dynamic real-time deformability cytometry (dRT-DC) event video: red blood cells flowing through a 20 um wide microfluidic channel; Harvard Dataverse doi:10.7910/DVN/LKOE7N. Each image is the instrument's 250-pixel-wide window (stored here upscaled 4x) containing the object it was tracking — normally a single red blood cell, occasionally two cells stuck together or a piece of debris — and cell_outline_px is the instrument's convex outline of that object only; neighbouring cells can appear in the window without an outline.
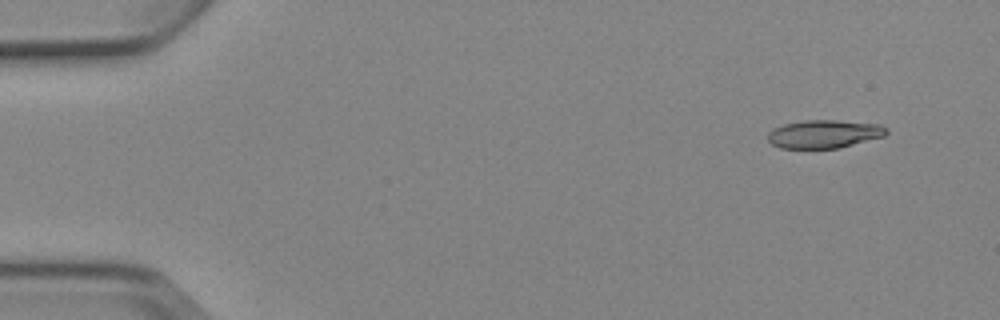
{"species": "Egyptian fruit bat (a non-hibernating species)", "species_latin": "Rousettus aegyptiacus", "temperature_condition": "cold", "stored_images_in_passage": 7, "camera_frame_rate_fps": 3000, "um_per_image_px": 0.085, "animal": {"sex": "female"}, "frame": {"image": 1, "passage_image": 1, "time_ms": 0.0, "image_size_px": [1000, 320], "cell_outline_px": [[888, 132], [884, 136], [840, 148], [780, 148], [772, 144], [768, 140], [768, 132], [772, 128], [784, 124], [804, 120], [836, 120], [880, 124], [888, 128]], "centroid_in_image_um": [70.05, 11.38], "position_along_channel_um": 14.9, "area_um2": 19.59}}
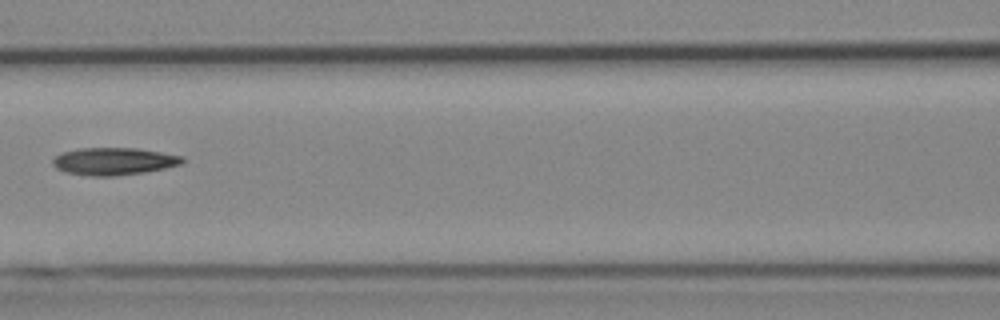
{"frame": {"image": 2, "passage_image": 6, "time_ms": 6.667, "image_size_px": [1000, 320], "cell_outline_px": [[184, 160], [180, 164], [164, 168], [144, 172], [116, 176], [88, 176], [64, 172], [56, 168], [52, 164], [52, 160], [56, 156], [64, 152], [80, 148], [136, 148], [184, 156]], "centroid_in_image_um": [9.65, 13.71], "position_along_channel_um": 157.0, "area_um2": 20.63}}
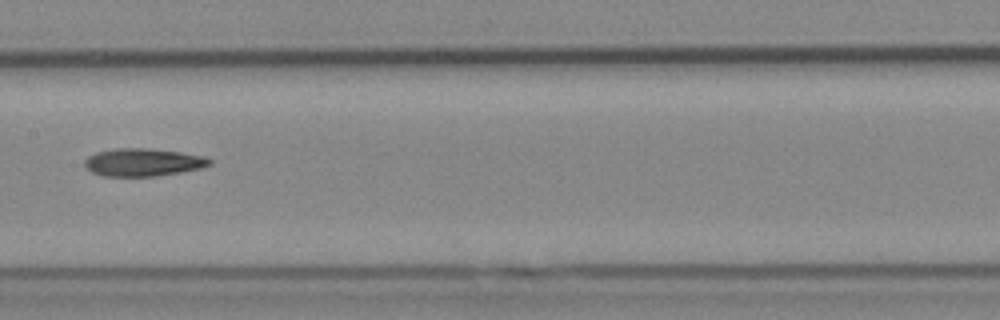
{"frame": {"image": 3, "passage_image": 7, "time_ms": 7.667, "image_size_px": [1000, 320], "cell_outline_px": [[212, 164], [200, 168], [180, 172], [156, 176], [104, 176], [92, 172], [84, 168], [84, 160], [88, 156], [96, 152], [116, 148], [148, 148], [180, 152], [204, 156], [212, 160]], "centroid_in_image_um": [12.13, 13.79], "position_along_channel_um": 195.3, "area_um2": 20.29}}